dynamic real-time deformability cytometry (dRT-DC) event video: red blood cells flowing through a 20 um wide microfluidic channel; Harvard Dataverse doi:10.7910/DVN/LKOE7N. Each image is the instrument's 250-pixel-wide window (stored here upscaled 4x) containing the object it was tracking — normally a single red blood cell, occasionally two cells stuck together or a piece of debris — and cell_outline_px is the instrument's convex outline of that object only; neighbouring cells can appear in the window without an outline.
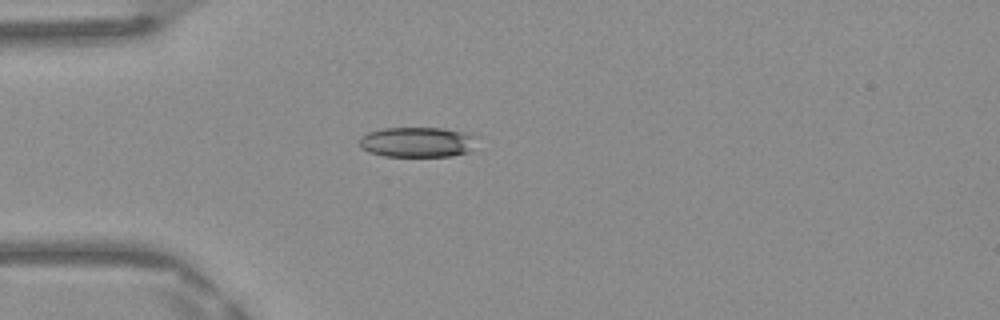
{"species": "Egyptian fruit bat (a non-hibernating species)", "species_latin": "Rousettus aegyptiacus", "temperature_condition": "warm", "stored_images_in_passage": 36, "camera_frame_rate_fps": 3000, "um_per_image_px": 0.085, "frame": {"image": 1, "passage_image": 1, "time_ms": 0.0, "image_size_px": [1000, 320], "cell_outline_px": [[480, 136], [468, 152], [452, 156], [384, 156], [368, 152], [360, 148], [360, 136], [368, 132], [384, 128], [444, 128], [464, 132]], "centroid_in_image_um": [35.48, 12.07], "position_along_channel_um": 49.5, "area_um2": 20.87}}
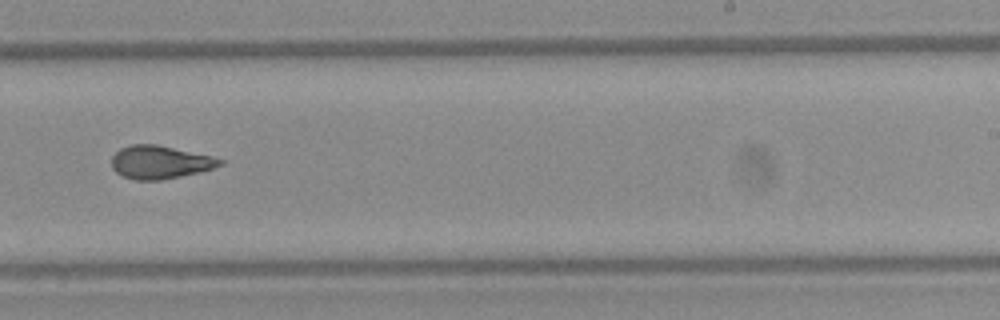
{"frame": {"image": 2, "passage_image": 18, "time_ms": 5.667, "image_size_px": [1000, 320], "cell_outline_px": [[224, 164], [200, 172], [160, 180], [136, 180], [124, 176], [116, 172], [112, 168], [112, 156], [120, 148], [132, 144], [156, 144], [212, 156], [224, 160]], "centroid_in_image_um": [13.6, 13.78], "position_along_channel_um": 275.4, "area_um2": 20.81}}
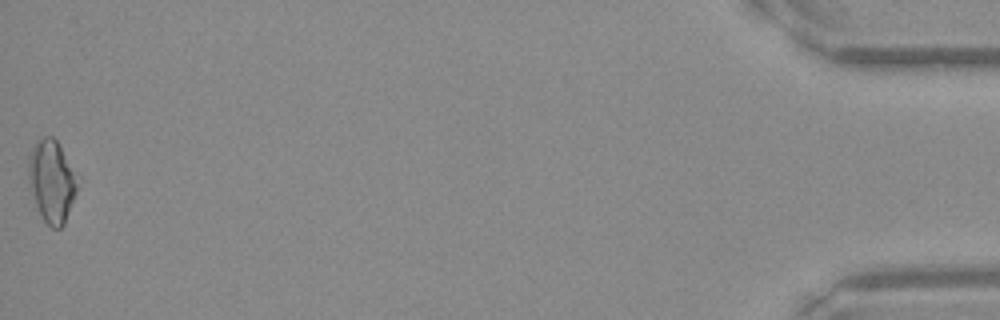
{"frame": {"image": 3, "passage_image": 36, "time_ms": 11.667, "image_size_px": [1000, 320], "cell_outline_px": [[80, 176], [76, 192], [64, 224], [60, 228], [52, 228], [40, 216], [36, 204], [28, 176], [28, 156], [36, 140], [44, 136], [52, 136], [56, 140]], "centroid_in_image_um": [4.42, 15.36], "position_along_channel_um": 430.8, "area_um2": 23.58}, "authors_computed_cell_mechanics": {"area_um2": 21.0392, "velocity_mm_per_s": 4.1927, "shape_relaxation_time_tau1_ms": 10.3445, "shape_relaxation_time_tau2_ms": 2.2861, "deformation_change_tau1": 0.2217, "deformation_change_tau2": 0.091}}